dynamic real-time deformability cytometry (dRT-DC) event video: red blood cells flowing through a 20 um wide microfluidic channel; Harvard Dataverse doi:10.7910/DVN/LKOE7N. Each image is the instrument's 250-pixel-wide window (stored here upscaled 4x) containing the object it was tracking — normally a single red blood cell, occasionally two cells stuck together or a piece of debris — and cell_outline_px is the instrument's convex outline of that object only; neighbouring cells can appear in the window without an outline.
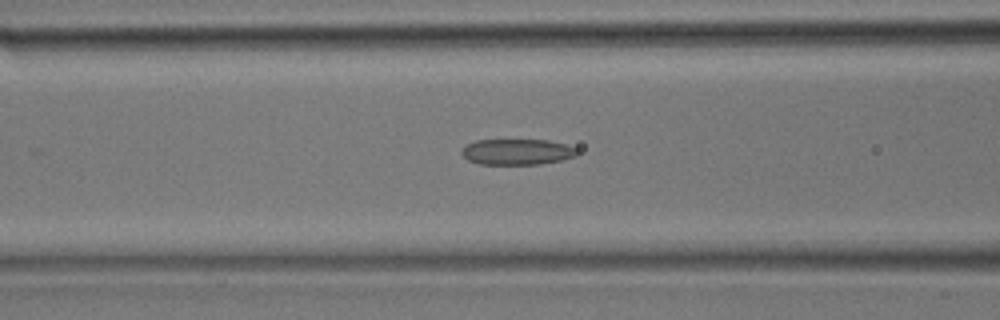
{"species": "common noctule bat (a hibernating species)", "species_latin": "Nyctalus noctula", "temperature_condition": "room temperature", "stored_images_in_passage": 18, "camera_frame_rate_fps": 3000, "um_per_image_px": 0.085, "animal": {"sex": "male", "body_mass_g": 17.9}, "frame": {"image": 1, "passage_image": 6, "time_ms": 1.667, "image_size_px": [1000, 320], "cell_outline_px": [[580, 152], [576, 156], [564, 160], [540, 164], [480, 164], [468, 160], [460, 152], [468, 144], [476, 140], [548, 140], [568, 144], [576, 148]], "centroid_in_image_um": [44.02, 12.91], "position_along_channel_um": 122.6, "area_um2": 17.51}}
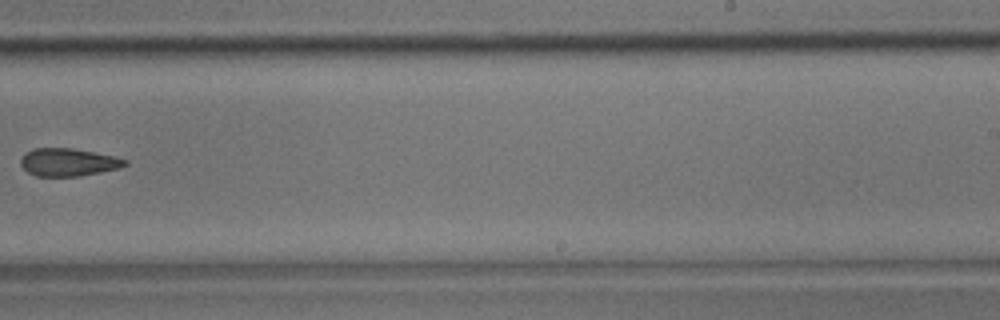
{"frame": {"image": 2, "passage_image": 14, "time_ms": 4.333, "image_size_px": [1000, 320], "cell_outline_px": [[128, 164], [120, 168], [80, 176], [36, 176], [28, 172], [20, 164], [20, 160], [24, 152], [32, 148], [72, 148], [112, 156], [128, 160]], "centroid_in_image_um": [5.77, 13.78], "position_along_channel_um": 283.2, "area_um2": 16.88}}
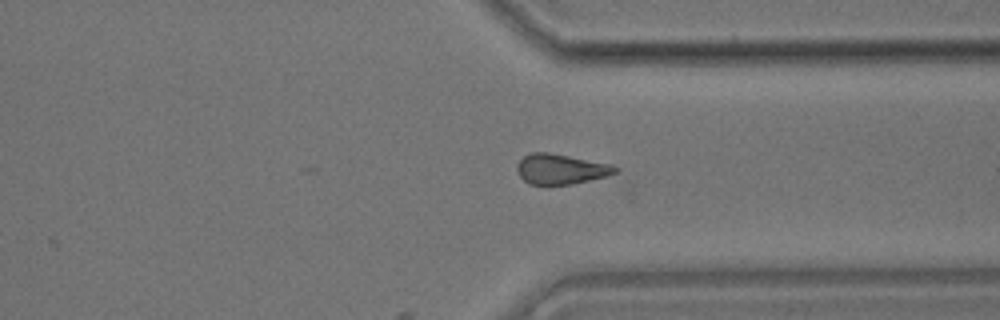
{"frame": {"image": 3, "passage_image": 18, "time_ms": 5.667, "image_size_px": [1000, 320], "cell_outline_px": [[620, 172], [572, 184], [548, 188], [544, 188], [528, 184], [520, 176], [516, 168], [516, 164], [524, 156], [532, 152], [548, 152], [608, 164], [620, 168]], "centroid_in_image_um": [47.6, 14.42], "position_along_channel_um": 363.8, "area_um2": 17.69}}